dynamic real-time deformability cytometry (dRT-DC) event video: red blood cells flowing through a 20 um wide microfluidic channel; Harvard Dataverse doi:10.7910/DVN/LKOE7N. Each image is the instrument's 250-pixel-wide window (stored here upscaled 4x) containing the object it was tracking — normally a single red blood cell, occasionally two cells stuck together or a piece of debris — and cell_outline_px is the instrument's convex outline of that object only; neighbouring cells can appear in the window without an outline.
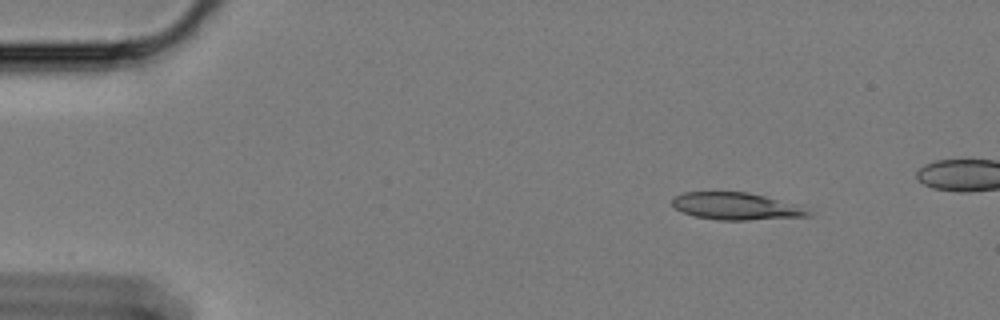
{"species": "Egyptian fruit bat (a non-hibernating species)", "species_latin": "Rousettus aegyptiacus", "temperature_condition": "cold", "stored_images_in_passage": 25, "camera_frame_rate_fps": 3000, "um_per_image_px": 0.085, "animal": {"sex": "female"}, "frame": {"image": 1, "passage_image": 1, "time_ms": 0.0, "image_size_px": [1000, 320], "cell_outline_px": [[812, 216], [748, 220], [720, 220], [696, 216], [684, 212], [676, 208], [672, 204], [672, 200], [676, 196], [684, 192], [748, 192], [800, 204], [812, 212]], "centroid_in_image_um": [62.67, 17.53], "position_along_channel_um": 22.3, "area_um2": 21.62}}
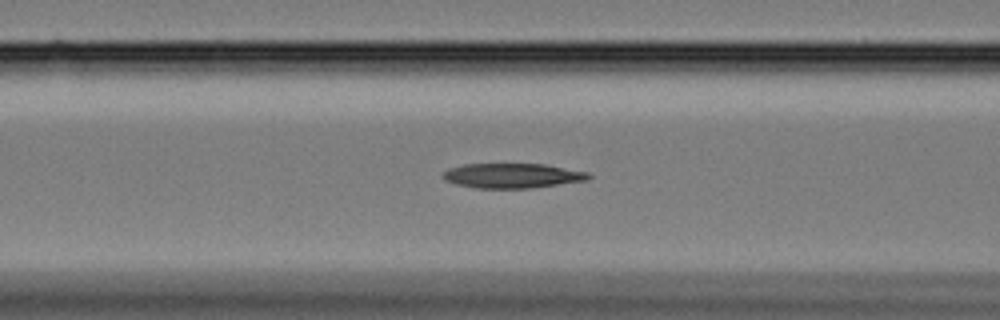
{"frame": {"image": 2, "passage_image": 17, "time_ms": 5.333, "image_size_px": [1000, 320], "cell_outline_px": [[592, 176], [588, 180], [532, 188], [476, 188], [456, 184], [444, 180], [444, 172], [448, 168], [464, 164], [544, 164], [588, 172]], "centroid_in_image_um": [43.56, 14.93], "position_along_channel_um": 123.0, "area_um2": 20.98}}
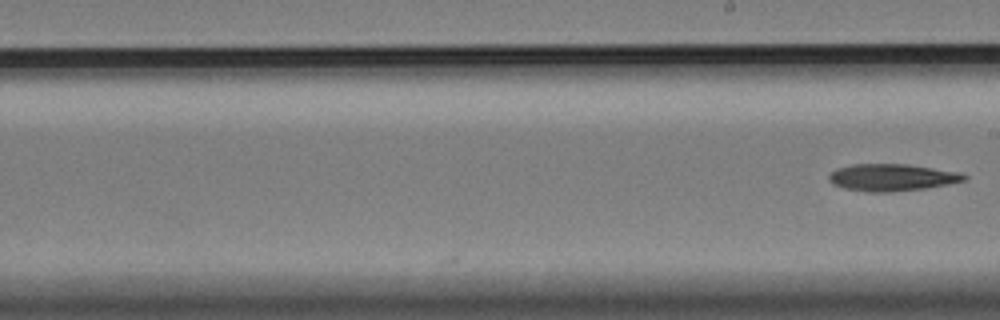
{"frame": {"image": 3, "passage_image": 25, "time_ms": 8.0, "image_size_px": [1000, 320], "cell_outline_px": [[968, 180], [948, 184], [924, 188], [892, 192], [868, 192], [844, 188], [832, 184], [828, 180], [828, 176], [836, 168], [852, 164], [908, 164], [960, 172], [968, 176]], "centroid_in_image_um": [75.81, 15.08], "position_along_channel_um": 213.2, "area_um2": 21.44}}